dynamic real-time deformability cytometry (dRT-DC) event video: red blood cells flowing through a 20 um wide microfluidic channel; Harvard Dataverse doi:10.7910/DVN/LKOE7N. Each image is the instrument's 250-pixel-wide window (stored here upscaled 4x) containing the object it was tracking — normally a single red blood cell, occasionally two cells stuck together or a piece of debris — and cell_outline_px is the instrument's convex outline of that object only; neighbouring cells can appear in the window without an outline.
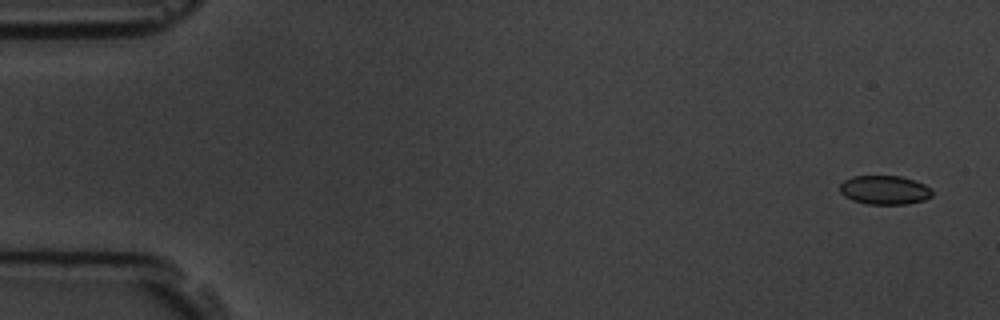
{"species": "common noctule bat (a hibernating species)", "species_latin": "Nyctalus noctula", "temperature_condition": "room temperature", "stored_images_in_passage": 4, "camera_frame_rate_fps": 3000, "um_per_image_px": 0.085, "animal": {"sex": "male", "body_mass_g": 19.5, "forearm_length_mm": 54.6}, "frame": {"image": 1, "passage_image": 1, "time_ms": 0.0, "image_size_px": [1000, 320], "cell_outline_px": [[932, 196], [924, 200], [908, 204], [868, 204], [852, 200], [844, 196], [840, 192], [840, 184], [844, 180], [852, 176], [900, 176], [924, 184], [932, 188]], "centroid_in_image_um": [75.19, 16.15], "position_along_channel_um": 9.8, "area_um2": 15.61}}